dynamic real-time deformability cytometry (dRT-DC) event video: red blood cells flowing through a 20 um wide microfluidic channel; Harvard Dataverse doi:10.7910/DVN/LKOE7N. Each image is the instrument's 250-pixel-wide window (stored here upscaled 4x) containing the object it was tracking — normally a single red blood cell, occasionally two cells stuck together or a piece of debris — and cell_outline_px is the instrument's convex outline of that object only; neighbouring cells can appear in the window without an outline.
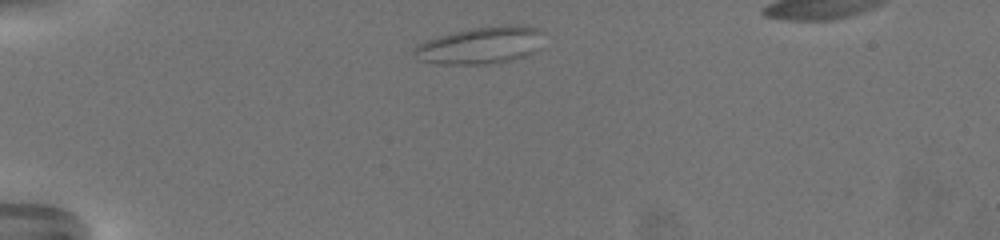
{"species": "common noctule bat (a hibernating species)", "species_latin": "Nyctalus noctula", "temperature_condition": "warm", "stored_images_in_passage": 56, "segment_of_instrument_passage": [1, 2], "camera_frame_rate_fps": 3000, "um_per_image_px": 0.085, "animal": {"sex": "female", "body_mass_g": 19.5, "forearm_length_mm": 54.1}, "frame": {"image": 1, "passage_image": 5, "time_ms": 1.333, "image_size_px": [1000, 240], "cell_outline_px": [[544, 32], [532, 52], [528, 56], [488, 64], [436, 64], [420, 60], [412, 52], [420, 44], [428, 40], [452, 32], [472, 28], [508, 24], [536, 28]], "centroid_in_image_um": [40.82, 3.86], "position_along_channel_um": 44.2, "area_um2": 27.46}}
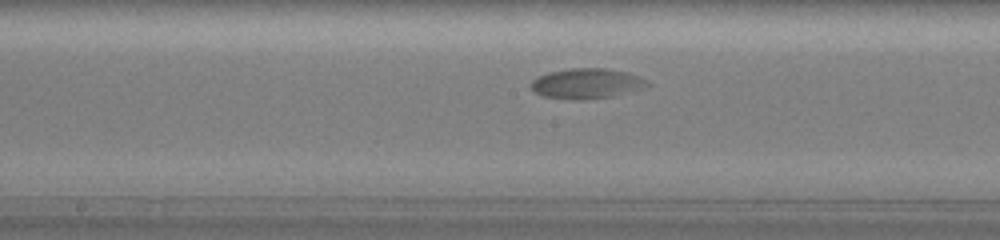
{"frame": {"image": 2, "passage_image": 25, "time_ms": 8.0, "image_size_px": [1000, 240], "cell_outline_px": [[652, 84], [644, 88], [612, 96], [544, 96], [536, 92], [532, 88], [532, 80], [536, 76], [548, 72], [572, 68], [608, 68], [628, 72]], "centroid_in_image_um": [49.9, 7.02], "position_along_channel_um": 198.3, "area_um2": 19.31}}
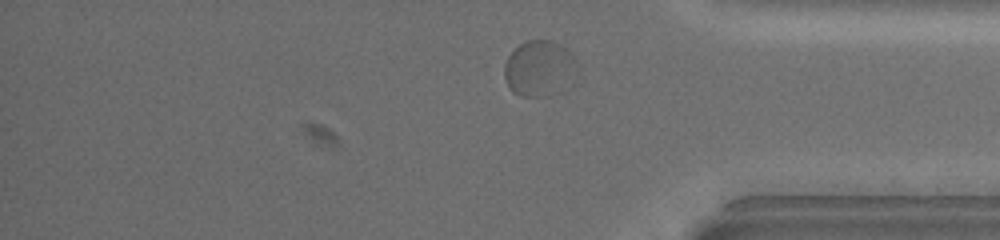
{"frame": {"image": 3, "passage_image": 45, "time_ms": 14.667, "image_size_px": [1000, 240], "cell_outline_px": [[572, 60], [540, 96], [524, 96], [512, 92], [504, 76], [504, 64], [508, 56], [520, 44], [528, 40], [552, 40], [560, 44], [572, 56]], "centroid_in_image_um": [45.49, 5.65], "position_along_channel_um": 389.7, "area_um2": 19.94}}